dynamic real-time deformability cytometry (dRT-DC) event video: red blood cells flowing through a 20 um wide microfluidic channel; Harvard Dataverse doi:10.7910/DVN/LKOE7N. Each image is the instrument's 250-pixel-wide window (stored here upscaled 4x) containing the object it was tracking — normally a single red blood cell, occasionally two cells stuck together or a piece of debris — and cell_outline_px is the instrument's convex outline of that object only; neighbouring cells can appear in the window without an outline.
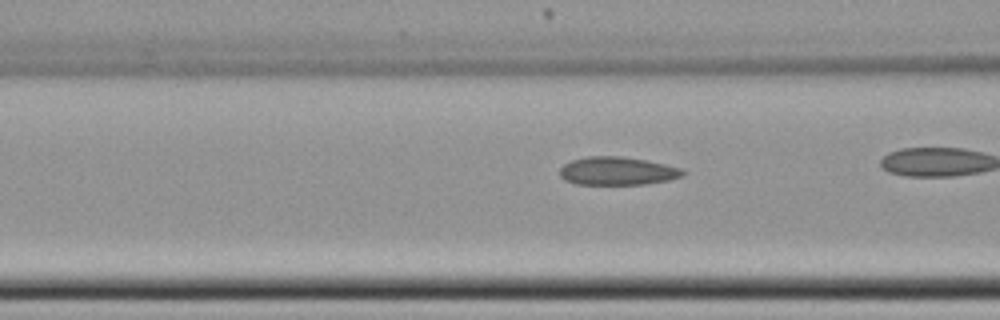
{"species": "common noctule bat (a hibernating species)", "species_latin": "Nyctalus noctula", "temperature_condition": "cold", "stored_images_in_passage": 25, "camera_frame_rate_fps": 3000, "um_per_image_px": 0.085, "animal": {"sex": "female", "body_mass_g": 22.7, "forearm_length_mm": 54.2}, "frame": {"image": 1, "passage_image": 4, "time_ms": 1.0, "image_size_px": [1000, 320], "cell_outline_px": [[688, 172], [684, 176], [668, 180], [644, 184], [576, 184], [564, 180], [560, 176], [560, 168], [564, 164], [572, 160], [588, 156], [620, 156], [644, 160], [684, 168]], "centroid_in_image_um": [52.5, 14.53], "position_along_channel_um": 114.1, "area_um2": 20.29}}